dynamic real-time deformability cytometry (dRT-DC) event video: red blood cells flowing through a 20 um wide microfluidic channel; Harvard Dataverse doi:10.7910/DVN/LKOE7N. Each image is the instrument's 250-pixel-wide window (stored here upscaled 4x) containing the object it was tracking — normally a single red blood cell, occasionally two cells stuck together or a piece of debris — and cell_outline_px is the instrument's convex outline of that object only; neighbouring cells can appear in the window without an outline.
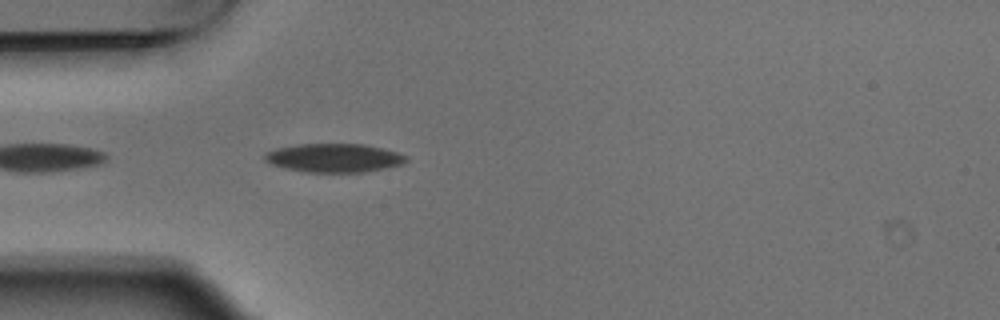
{"species": "Egyptian fruit bat (a non-hibernating species)", "species_latin": "Rousettus aegyptiacus", "temperature_condition": "warm", "stored_images_in_passage": 4, "camera_frame_rate_fps": 3000, "um_per_image_px": 0.085, "animal": {"sex": "male"}, "frame": {"image": 1, "passage_image": 4, "time_ms": 1.0, "image_size_px": [1000, 320], "cell_outline_px": [[408, 160], [400, 164], [384, 168], [364, 172], [304, 172], [284, 168], [272, 164], [264, 160], [264, 156], [268, 152], [276, 148], [296, 144], [364, 144], [396, 152], [408, 156]], "centroid_in_image_um": [28.37, 13.42], "position_along_channel_um": 56.6, "area_um2": 23.47}}